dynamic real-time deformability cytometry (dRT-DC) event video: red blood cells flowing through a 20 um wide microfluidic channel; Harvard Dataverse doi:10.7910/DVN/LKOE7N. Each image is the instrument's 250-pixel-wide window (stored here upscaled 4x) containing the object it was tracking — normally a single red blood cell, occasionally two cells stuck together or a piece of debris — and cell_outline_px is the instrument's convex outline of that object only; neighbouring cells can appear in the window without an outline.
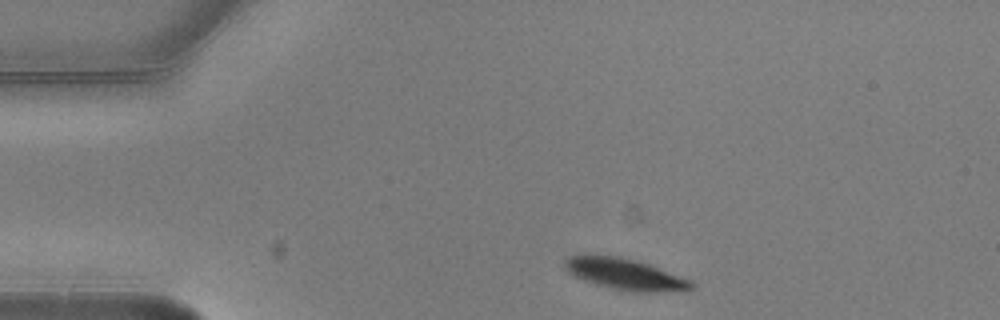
{"species": "common noctule bat (a hibernating species)", "species_latin": "Nyctalus noctula", "temperature_condition": "warm", "stored_images_in_passage": 2, "camera_frame_rate_fps": 3000, "um_per_image_px": 0.085, "animal": {"sex": "male", "body_mass_g": 20.5, "forearm_length_mm": 52.5}, "frame": {"image": 1, "passage_image": 1, "time_ms": 0.0, "image_size_px": [1000, 320], "cell_outline_px": [[696, 284], [688, 292], [636, 292], [608, 288], [584, 280], [568, 272], [564, 268], [564, 260], [568, 256], [580, 252], [584, 252], [616, 256], [636, 260], [648, 264], [692, 280]], "centroid_in_image_um": [53.12, 23.28], "position_along_channel_um": 31.9, "area_um2": 23.87}}